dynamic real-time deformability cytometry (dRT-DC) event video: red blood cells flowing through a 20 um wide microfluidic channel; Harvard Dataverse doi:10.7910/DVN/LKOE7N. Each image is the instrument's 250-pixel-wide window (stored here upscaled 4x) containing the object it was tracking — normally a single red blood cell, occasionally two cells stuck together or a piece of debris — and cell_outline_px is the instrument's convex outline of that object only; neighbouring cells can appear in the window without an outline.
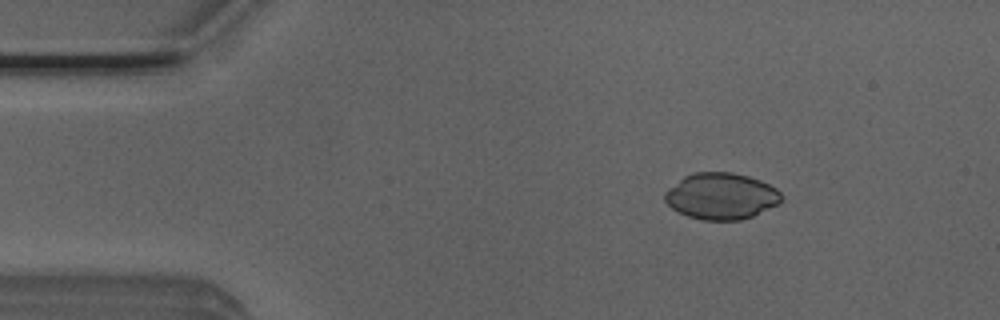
{"species": "Egyptian fruit bat (a non-hibernating species)", "species_latin": "Rousettus aegyptiacus", "temperature_condition": "room temperature", "stored_images_in_passage": 5, "camera_frame_rate_fps": 3000, "um_per_image_px": 0.085, "animal": {"sex": "male"}, "frame": {"image": 1, "passage_image": 2, "time_ms": 0.333, "image_size_px": [1000, 320], "cell_outline_px": [[784, 196], [780, 204], [752, 216], [740, 220], [700, 220], [688, 216], [672, 208], [664, 200], [664, 192], [668, 188], [684, 176], [692, 172], [732, 172], [748, 176], [760, 180], [776, 188]], "centroid_in_image_um": [61.31, 16.67], "position_along_channel_um": 23.7, "area_um2": 31.73}}